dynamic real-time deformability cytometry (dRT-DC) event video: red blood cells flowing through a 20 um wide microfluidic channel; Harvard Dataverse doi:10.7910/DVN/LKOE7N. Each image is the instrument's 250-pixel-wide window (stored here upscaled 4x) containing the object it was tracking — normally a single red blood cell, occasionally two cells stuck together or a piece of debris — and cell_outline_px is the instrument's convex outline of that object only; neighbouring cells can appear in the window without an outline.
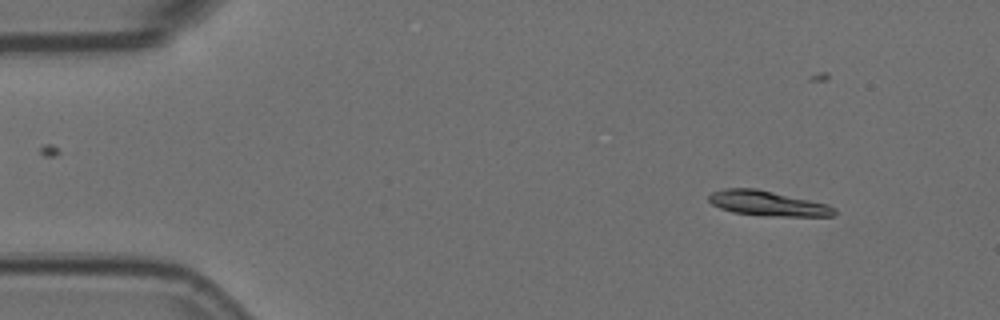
{"species": "Egyptian fruit bat (a non-hibernating species)", "species_latin": "Rousettus aegyptiacus", "temperature_condition": "room temperature", "stored_images_in_passage": 5, "segment_of_instrument_passage": [2, 2], "camera_frame_rate_fps": 3000, "um_per_image_px": 0.085, "animal": {"sex": "female"}, "frame": {"image": 1, "passage_image": 5, "time_ms": 1.333, "image_size_px": [1000, 320], "cell_outline_px": [[836, 216], [764, 216], [732, 212], [720, 208], [712, 204], [708, 200], [708, 196], [712, 192], [724, 188], [756, 188], [828, 204], [836, 208]], "centroid_in_image_um": [65.25, 17.29], "position_along_channel_um": 19.7, "area_um2": 18.38}}